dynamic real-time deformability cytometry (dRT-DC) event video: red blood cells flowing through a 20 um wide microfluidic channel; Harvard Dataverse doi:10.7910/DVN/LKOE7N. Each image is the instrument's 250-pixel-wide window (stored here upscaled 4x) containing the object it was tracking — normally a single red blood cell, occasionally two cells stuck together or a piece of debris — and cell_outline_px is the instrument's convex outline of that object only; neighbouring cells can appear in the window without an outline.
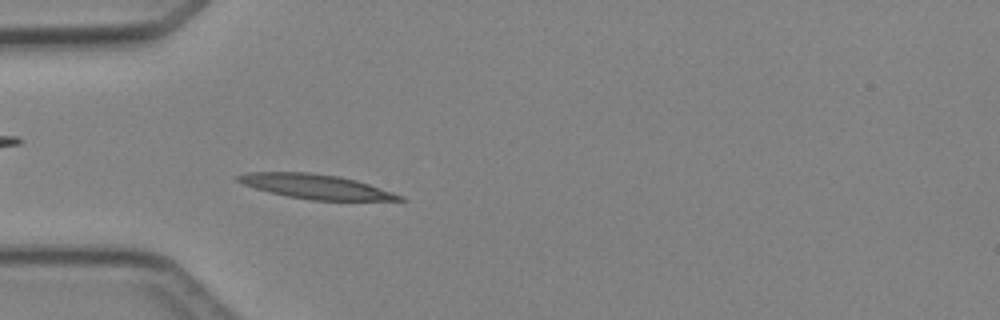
{"species": "Egyptian fruit bat (a non-hibernating species)", "species_latin": "Rousettus aegyptiacus", "temperature_condition": "cold", "stored_images_in_passage": 46, "camera_frame_rate_fps": 3000, "um_per_image_px": 0.085, "animal": {"sex": "female"}, "frame": {"image": 1, "passage_image": 13, "time_ms": 4.0, "image_size_px": [1000, 320], "cell_outline_px": [[408, 200], [312, 200], [288, 196], [256, 188], [244, 184], [236, 180], [236, 176], [248, 172], [308, 172], [340, 176], [356, 180], [404, 196]], "centroid_in_image_um": [26.86, 15.85], "position_along_channel_um": 58.1, "area_um2": 22.72}}
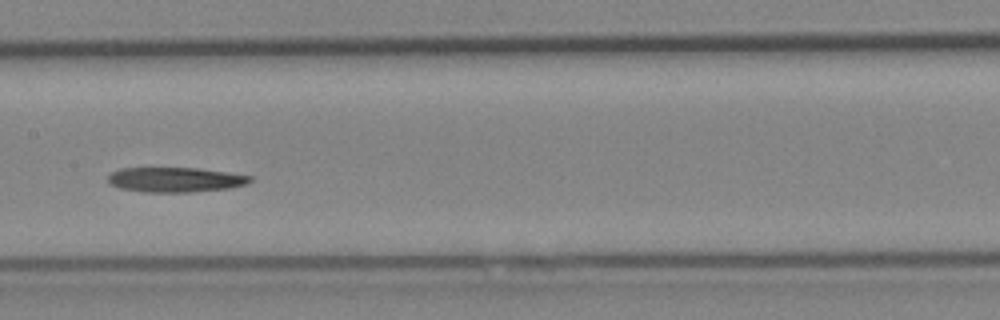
{"frame": {"image": 2, "passage_image": 23, "time_ms": 7.333, "image_size_px": [1000, 320], "cell_outline_px": [[252, 180], [248, 184], [228, 188], [188, 192], [144, 192], [120, 188], [108, 184], [108, 176], [112, 172], [120, 168], [196, 168], [252, 176]], "centroid_in_image_um": [14.86, 15.27], "position_along_channel_um": 192.5, "area_um2": 20.46}}
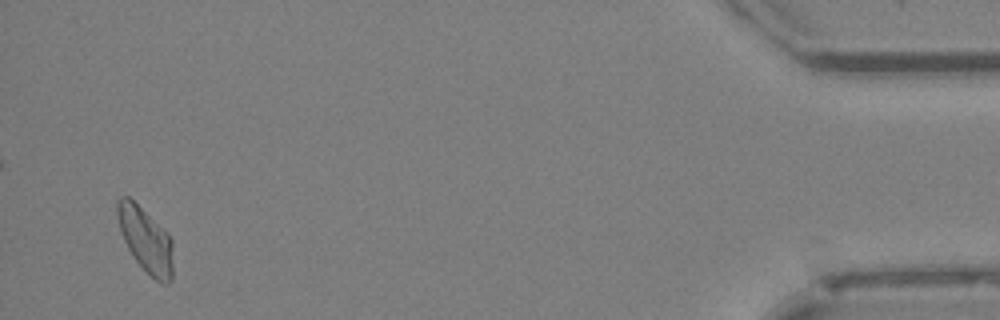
{"frame": {"image": 3, "passage_image": 45, "time_ms": 14.667, "image_size_px": [1000, 320], "cell_outline_px": [[172, 280], [168, 284], [160, 284], [136, 260], [128, 248], [124, 240], [120, 228], [116, 212], [116, 200], [120, 196], [128, 196], [172, 240]], "centroid_in_image_um": [12.36, 20.41], "position_along_channel_um": 422.8, "area_um2": 20.23}, "authors_computed_cell_mechanics": {"area_um2": 21.4438, "velocity_mm_per_s": 4.2094, "shape_relaxation_time_tau1_ms": 6.8358, "shape_relaxation_time_tau2_ms": null, "deformation_change_tau1": 0.2323, "deformation_change_tau2": null}}